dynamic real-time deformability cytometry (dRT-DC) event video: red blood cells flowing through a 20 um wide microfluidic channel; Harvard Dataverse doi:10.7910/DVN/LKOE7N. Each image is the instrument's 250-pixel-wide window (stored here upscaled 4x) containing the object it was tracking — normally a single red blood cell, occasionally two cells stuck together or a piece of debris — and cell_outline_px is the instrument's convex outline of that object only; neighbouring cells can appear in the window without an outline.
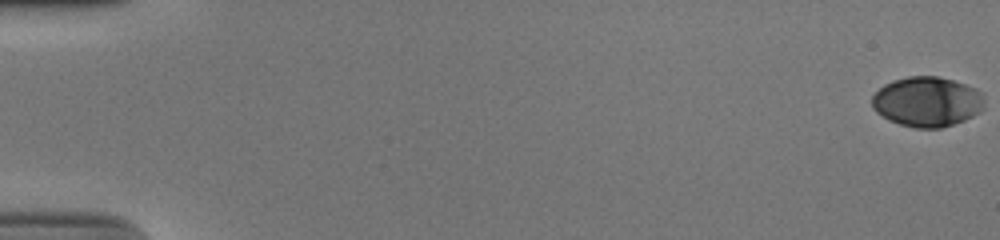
{"species": "human", "species_latin": "Homo sapiens", "temperature_condition": "cold", "stored_images_in_passage": 55, "camera_frame_rate_fps": 3000, "um_per_image_px": 0.085, "donor": {"sex": "male"}, "frame": {"image": 1, "passage_image": 1, "time_ms": 0.0, "image_size_px": [1000, 240], "cell_outline_px": [[984, 108], [980, 112], [964, 120], [940, 128], [916, 128], [900, 124], [888, 120], [876, 112], [872, 108], [872, 96], [884, 84], [892, 80], [908, 76], [940, 76], [976, 88], [980, 92], [984, 100]], "centroid_in_image_um": [78.79, 8.64], "position_along_channel_um": 6.2, "area_um2": 32.83}}
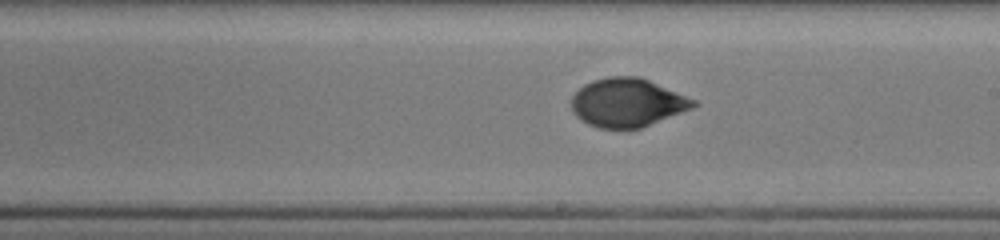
{"frame": {"image": 2, "passage_image": 33, "time_ms": 10.667, "image_size_px": [1000, 240], "cell_outline_px": [[700, 104], [692, 108], [640, 128], [600, 128], [588, 124], [580, 120], [572, 112], [572, 96], [584, 84], [592, 80], [608, 76], [640, 76], [696, 100]], "centroid_in_image_um": [53.31, 8.71], "position_along_channel_um": 235.7, "area_um2": 34.45}}
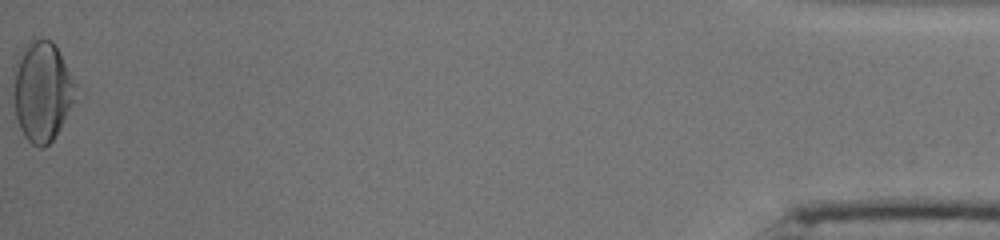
{"frame": {"image": 3, "passage_image": 55, "time_ms": 18.0, "image_size_px": [1000, 240], "cell_outline_px": [[84, 96], [52, 140], [44, 148], [40, 148], [32, 144], [24, 136], [16, 120], [12, 84], [12, 76], [16, 60], [20, 52], [32, 40], [52, 40]], "centroid_in_image_um": [3.66, 7.82], "position_along_channel_um": 431.5, "area_um2": 37.69}, "authors_computed_cell_mechanics": {"area_um2": 33.6974, "velocity_mm_per_s": 3.9091, "shape_relaxation_time_tau1_ms": 5.0139, "shape_relaxation_time_tau2_ms": 1.0782, "deformation_change_tau1": 0.183, "deformation_change_tau2": 0.0379}}